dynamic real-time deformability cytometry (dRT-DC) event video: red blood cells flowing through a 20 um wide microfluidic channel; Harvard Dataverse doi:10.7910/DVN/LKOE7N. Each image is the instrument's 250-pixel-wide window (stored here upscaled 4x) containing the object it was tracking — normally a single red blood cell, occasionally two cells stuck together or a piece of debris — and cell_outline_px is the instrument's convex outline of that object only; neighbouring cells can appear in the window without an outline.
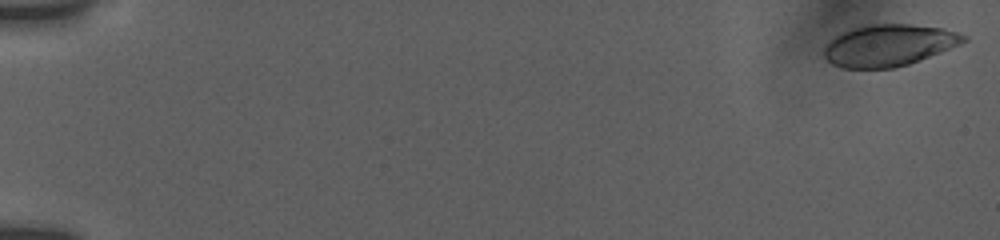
{"species": "human", "species_latin": "Homo sapiens", "temperature_condition": "room temperature", "stored_images_in_passage": 72, "camera_frame_rate_fps": 3000, "um_per_image_px": 0.085, "donor": {"sex": "female"}, "frame": {"image": 1, "passage_image": 1, "time_ms": 0.0, "image_size_px": [1000, 240], "cell_outline_px": [[968, 40], [908, 64], [892, 68], [844, 68], [832, 64], [824, 56], [824, 48], [836, 36], [844, 32], [856, 28], [876, 24], [908, 24], [940, 28], [956, 32], [968, 36]], "centroid_in_image_um": [75.54, 3.86], "position_along_channel_um": 9.5, "area_um2": 33.0}}
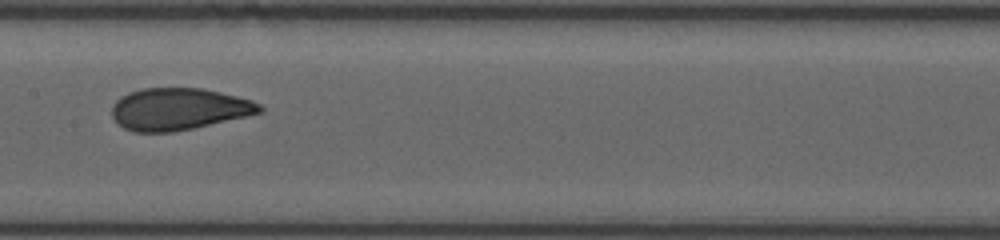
{"frame": {"image": 2, "passage_image": 31, "time_ms": 9.667, "image_size_px": [1000, 240], "cell_outline_px": [[264, 108], [260, 112], [244, 116], [192, 128], [172, 132], [136, 132], [124, 128], [112, 116], [112, 108], [116, 100], [120, 96], [128, 92], [144, 88], [204, 88], [252, 100], [260, 104]], "centroid_in_image_um": [15.16, 9.25], "position_along_channel_um": 192.2, "area_um2": 35.78}}
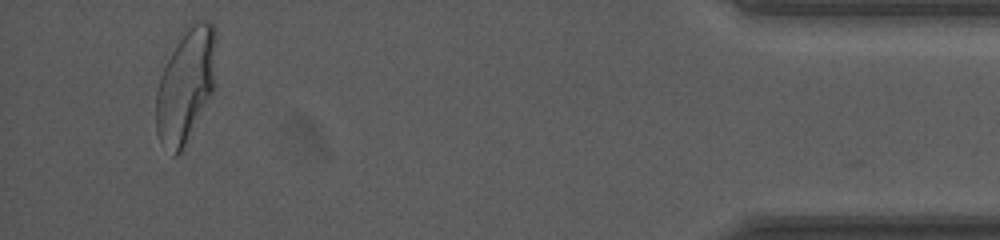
{"frame": {"image": 3, "passage_image": 69, "time_ms": 17.333, "image_size_px": [1000, 240], "cell_outline_px": [[216, 44], [212, 92], [180, 152], [176, 156], [172, 156], [160, 140], [156, 132], [156, 92], [160, 76], [184, 24], [192, 20], [212, 20], [216, 28]], "centroid_in_image_um": [15.78, 7.12], "position_along_channel_um": 419.4, "area_um2": 39.94}, "authors_computed_cell_mechanics": {"area_um2": 36.3851, "velocity_mm_per_s": 3.768, "shape_relaxation_time_tau1_ms": 6.2439, "shape_relaxation_time_tau2_ms": 0.8474, "deformation_change_tau1": 0.1852, "deformation_change_tau2": 0.066}}